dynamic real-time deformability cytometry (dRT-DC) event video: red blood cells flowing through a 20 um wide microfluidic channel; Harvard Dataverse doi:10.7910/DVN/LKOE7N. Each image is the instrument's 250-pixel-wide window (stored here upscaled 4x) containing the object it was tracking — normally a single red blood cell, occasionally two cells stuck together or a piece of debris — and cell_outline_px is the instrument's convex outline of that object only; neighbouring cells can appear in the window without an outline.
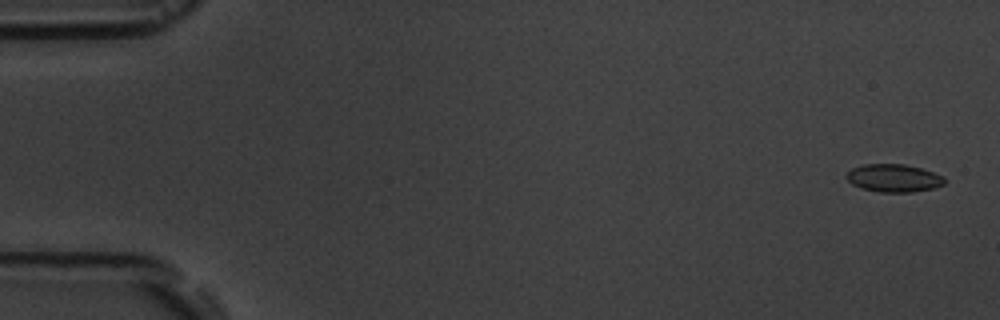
{"species": "common noctule bat (a hibernating species)", "species_latin": "Nyctalus noctula", "temperature_condition": "room temperature", "stored_images_in_passage": 6, "segment_of_instrument_passage": [1, 2], "camera_frame_rate_fps": 3000, "um_per_image_px": 0.085, "animal": {"sex": "male", "body_mass_g": 19.5, "forearm_length_mm": 54.6}, "frame": {"image": 1, "passage_image": 1, "time_ms": 0.0, "image_size_px": [1000, 320], "cell_outline_px": [[948, 180], [944, 184], [932, 188], [912, 192], [880, 192], [860, 188], [852, 184], [844, 176], [852, 168], [864, 164], [904, 164], [920, 168], [944, 176]], "centroid_in_image_um": [75.96, 15.14], "position_along_channel_um": 9.0, "area_um2": 15.95}}
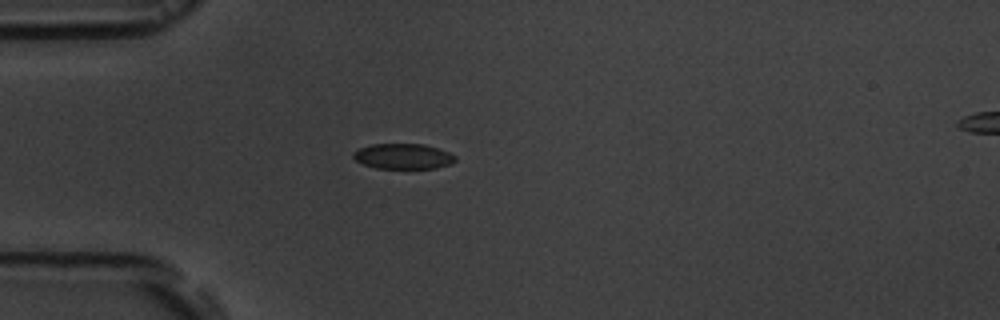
{"frame": {"image": 2, "passage_image": 5, "time_ms": 4.667, "image_size_px": [1000, 320], "cell_outline_px": [[456, 160], [452, 164], [436, 168], [376, 168], [364, 164], [356, 160], [352, 156], [352, 152], [356, 148], [372, 144], [424, 144], [448, 152], [456, 156]], "centroid_in_image_um": [34.25, 13.28], "position_along_channel_um": 50.8, "area_um2": 15.14}}